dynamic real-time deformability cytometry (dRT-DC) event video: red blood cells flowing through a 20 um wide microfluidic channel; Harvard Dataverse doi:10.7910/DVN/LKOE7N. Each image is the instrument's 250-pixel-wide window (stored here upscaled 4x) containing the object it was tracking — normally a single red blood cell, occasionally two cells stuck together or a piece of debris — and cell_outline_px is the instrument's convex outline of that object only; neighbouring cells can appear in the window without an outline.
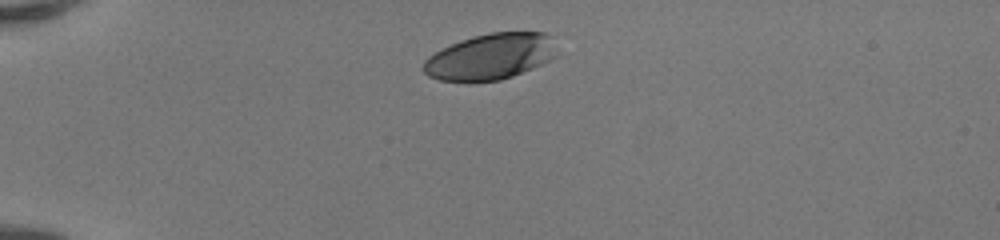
{"species": "human", "species_latin": "Homo sapiens", "temperature_condition": "room temperature", "stored_images_in_passage": 34, "camera_frame_rate_fps": 3000, "um_per_image_px": 0.085, "donor": {"sex": "female"}, "frame": {"image": 1, "passage_image": 1, "time_ms": 0.0, "image_size_px": [1000, 240], "cell_outline_px": [[560, 56], [532, 68], [512, 76], [500, 80], [440, 80], [428, 76], [424, 72], [424, 60], [428, 56], [460, 40], [492, 32], [544, 32], [548, 36]], "centroid_in_image_um": [41.72, 4.8], "position_along_channel_um": 43.3, "area_um2": 35.2}}
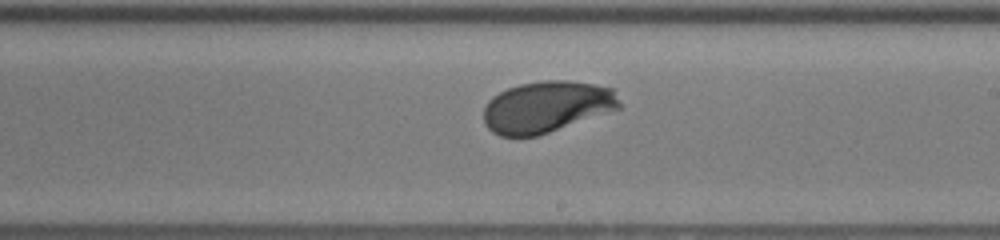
{"frame": {"image": 2, "passage_image": 19, "time_ms": 6.0, "image_size_px": [1000, 240], "cell_outline_px": [[620, 108], [536, 136], [500, 136], [492, 132], [484, 124], [484, 108], [488, 100], [492, 96], [508, 88], [520, 84], [544, 80], [568, 80], [592, 84], [612, 88], [620, 104]], "centroid_in_image_um": [46.42, 9.07], "position_along_channel_um": 242.6, "area_um2": 40.34}}
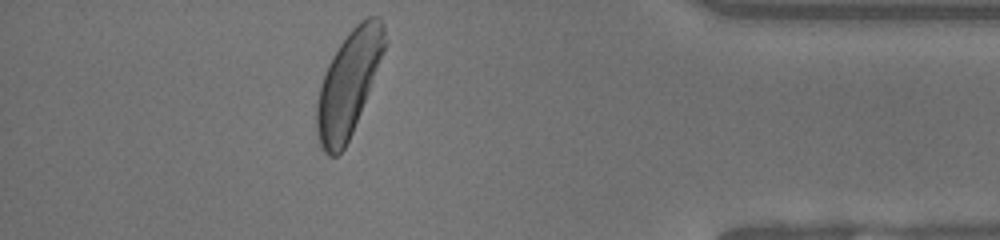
{"frame": {"image": 3, "passage_image": 33, "time_ms": 10.667, "image_size_px": [1000, 240], "cell_outline_px": [[388, 44], [352, 132], [344, 148], [336, 156], [328, 156], [324, 152], [320, 144], [316, 128], [316, 104], [320, 84], [328, 64], [332, 56], [348, 32], [360, 20], [368, 16], [380, 16], [384, 24], [388, 40]], "centroid_in_image_um": [29.65, 7.04], "position_along_channel_um": 405.6, "area_um2": 41.44}, "authors_computed_cell_mechanics": {"area_um2": 40.3444, "velocity_mm_per_s": 4.1312, "shape_relaxation_time_tau1_ms": 2.1416, "shape_relaxation_time_tau2_ms": null, "deformation_change_tau1": 0.1408, "deformation_change_tau2": null}}